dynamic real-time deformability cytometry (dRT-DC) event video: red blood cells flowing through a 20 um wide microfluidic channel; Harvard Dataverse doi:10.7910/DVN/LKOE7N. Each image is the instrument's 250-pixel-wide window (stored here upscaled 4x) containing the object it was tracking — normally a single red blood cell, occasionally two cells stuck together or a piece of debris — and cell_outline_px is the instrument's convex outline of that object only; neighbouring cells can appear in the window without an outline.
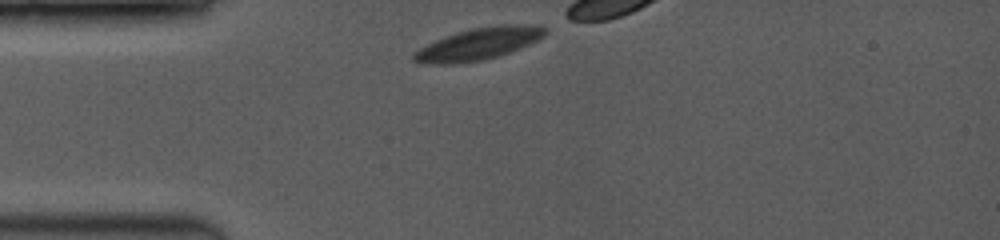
{"species": "common noctule bat (a hibernating species)", "species_latin": "Nyctalus noctula", "temperature_condition": "room temperature", "stored_images_in_passage": 4, "camera_frame_rate_fps": 3500, "um_per_image_px": 0.085, "animal": {"sex": "female", "body_mass_g": 19.0, "forearm_length_mm": 53.3}, "frame": {"image": 1, "passage_image": 1, "time_ms": 0.0, "image_size_px": [1000, 240], "cell_outline_px": [[548, 32], [536, 40], [528, 44], [508, 52], [496, 56], [480, 60], [412, 60], [412, 52], [444, 36], [456, 32], [472, 28], [496, 24], [540, 24]], "centroid_in_image_um": [40.83, 3.61], "position_along_channel_um": 44.2, "area_um2": 23.0}}
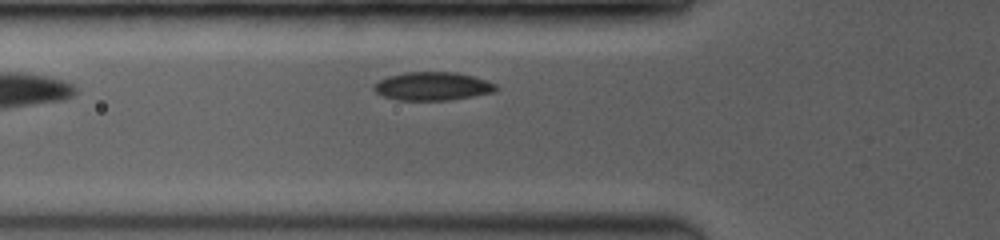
{"frame": {"image": 2, "passage_image": 4, "time_ms": 2.571, "image_size_px": [1000, 240], "cell_outline_px": [[500, 88], [496, 92], [448, 100], [396, 100], [384, 96], [376, 92], [372, 88], [372, 84], [388, 76], [404, 72], [456, 72], [472, 76], [496, 84]], "centroid_in_image_um": [36.76, 7.33], "position_along_channel_um": 89.0, "area_um2": 20.23}}